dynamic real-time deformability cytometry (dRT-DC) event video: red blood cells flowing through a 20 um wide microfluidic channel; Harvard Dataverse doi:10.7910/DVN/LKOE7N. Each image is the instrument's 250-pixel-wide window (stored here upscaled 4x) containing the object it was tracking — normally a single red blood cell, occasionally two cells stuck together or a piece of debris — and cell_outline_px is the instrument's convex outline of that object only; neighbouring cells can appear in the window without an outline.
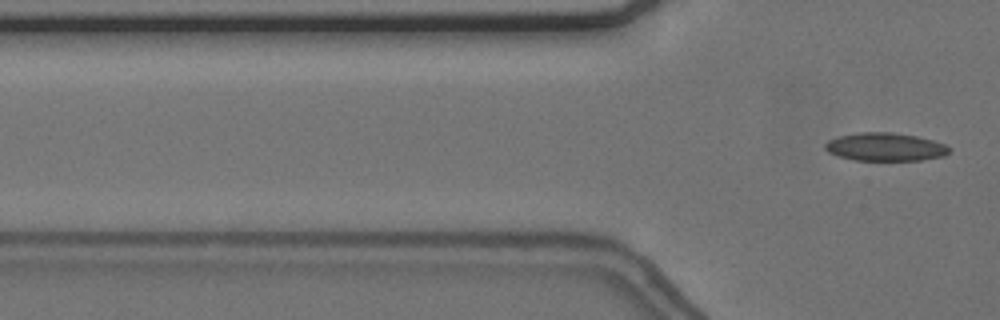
{"species": "common noctule bat (a hibernating species)", "species_latin": "Nyctalus noctula", "temperature_condition": "cold", "stored_images_in_passage": 3, "camera_frame_rate_fps": 3000, "um_per_image_px": 0.085, "animal": {"sex": "female", "body_mass_g": 24.6, "forearm_length_mm": 56.2}, "frame": {"image": 1, "passage_image": 3, "time_ms": 0.667, "image_size_px": [1000, 320], "cell_outline_px": [[948, 152], [944, 156], [920, 160], [852, 160], [828, 152], [824, 148], [824, 144], [828, 140], [840, 136], [860, 132], [892, 132], [916, 136], [932, 140], [944, 144], [948, 148]], "centroid_in_image_um": [75.21, 12.48], "position_along_channel_um": 50.6, "area_um2": 20.17}}